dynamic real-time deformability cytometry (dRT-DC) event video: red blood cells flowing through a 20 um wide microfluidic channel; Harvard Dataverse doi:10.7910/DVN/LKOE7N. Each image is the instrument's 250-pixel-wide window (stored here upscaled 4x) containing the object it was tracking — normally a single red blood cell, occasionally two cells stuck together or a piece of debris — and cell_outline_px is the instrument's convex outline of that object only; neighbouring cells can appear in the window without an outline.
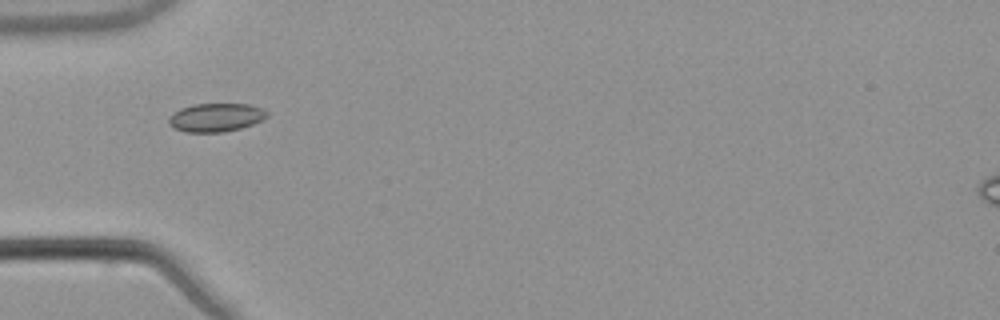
{"species": "common noctule bat (a hibernating species)", "species_latin": "Nyctalus noctula", "temperature_condition": "warm", "stored_images_in_passage": 27, "camera_frame_rate_fps": 3000, "um_per_image_px": 0.085, "animal": {"sex": "male", "body_mass_g": 21.5, "forearm_length_mm": 52.0}, "frame": {"image": 1, "passage_image": 1, "time_ms": 0.0, "image_size_px": [1000, 320], "cell_outline_px": [[268, 116], [264, 120], [240, 128], [224, 132], [184, 132], [168, 124], [168, 116], [180, 108], [192, 104], [248, 104], [264, 108], [268, 112]], "centroid_in_image_um": [18.36, 9.97], "position_along_channel_um": 66.6, "area_um2": 16.47}}
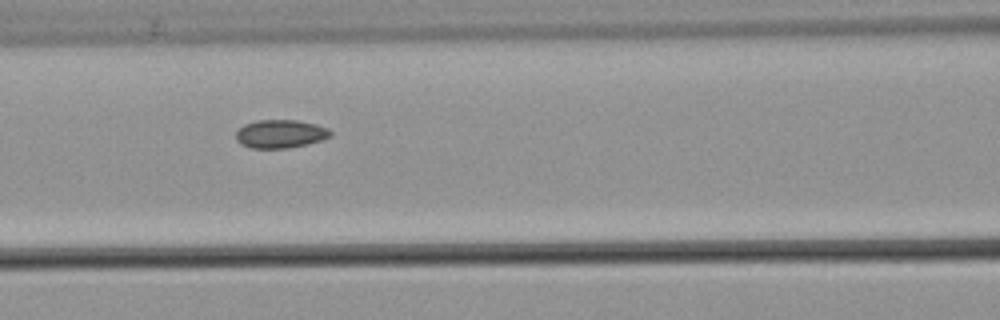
{"frame": {"image": 2, "passage_image": 7, "time_ms": 2.0, "image_size_px": [1000, 320], "cell_outline_px": [[332, 136], [308, 144], [288, 148], [252, 148], [240, 144], [236, 140], [236, 132], [244, 124], [256, 120], [296, 120], [316, 124], [328, 128], [332, 132]], "centroid_in_image_um": [23.83, 11.38], "position_along_channel_um": 142.8, "area_um2": 15.66}}
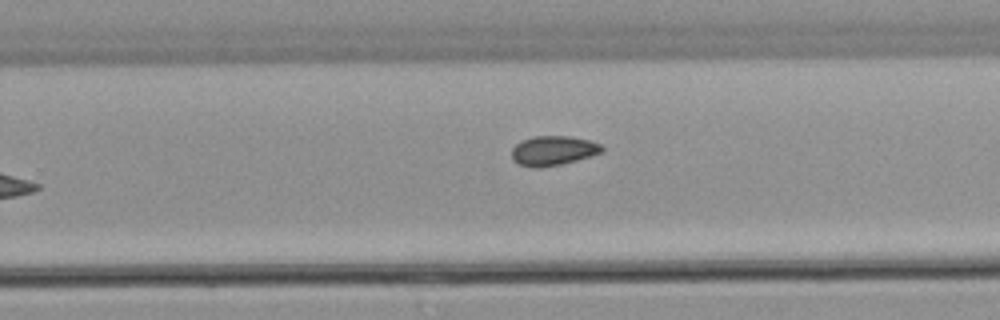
{"frame": {"image": 3, "passage_image": 18, "time_ms": 5.667, "image_size_px": [1000, 320], "cell_outline_px": [[604, 152], [592, 156], [560, 164], [540, 168], [532, 168], [520, 164], [512, 160], [512, 148], [516, 144], [532, 136], [568, 136], [588, 140], [600, 144], [604, 148]], "centroid_in_image_um": [47.03, 12.81], "position_along_channel_um": 282.8, "area_um2": 15.55}, "authors_computed_cell_mechanics": {"area_um2": 15.5482, "velocity_mm_per_s": 3.826, "shape_relaxation_time_tau1_ms": null, "shape_relaxation_time_tau2_ms": 1.4195, "deformation_change_tau1": null, "deformation_change_tau2": 0.0404}}